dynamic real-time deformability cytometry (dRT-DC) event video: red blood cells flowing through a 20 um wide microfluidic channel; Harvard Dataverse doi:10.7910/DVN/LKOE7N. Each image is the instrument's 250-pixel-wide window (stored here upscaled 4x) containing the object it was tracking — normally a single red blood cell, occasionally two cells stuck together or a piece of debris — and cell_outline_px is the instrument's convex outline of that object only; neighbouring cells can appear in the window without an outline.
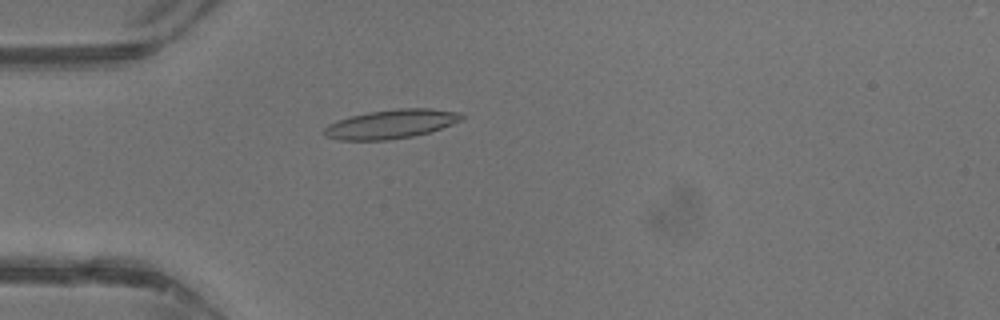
{"species": "common noctule bat (a hibernating species)", "species_latin": "Nyctalus noctula", "temperature_condition": "warm", "stored_images_in_passage": 43, "camera_frame_rate_fps": 3000, "um_per_image_px": 0.085, "animal": {"sex": "male", "body_mass_g": 13.3}, "frame": {"image": 1, "passage_image": 13, "time_ms": 4.0, "image_size_px": [1000, 320], "cell_outline_px": [[464, 120], [428, 132], [412, 136], [388, 140], [340, 140], [324, 136], [324, 128], [328, 124], [336, 120], [348, 116], [368, 112], [396, 108], [432, 108], [460, 112], [464, 116]], "centroid_in_image_um": [33.23, 10.53], "position_along_channel_um": 51.8, "area_um2": 23.41}}
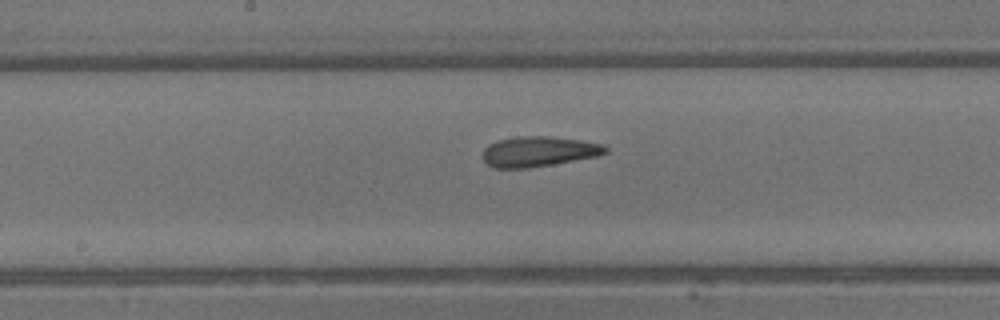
{"frame": {"image": 2, "passage_image": 23, "time_ms": 7.333, "image_size_px": [1000, 320], "cell_outline_px": [[608, 152], [596, 156], [552, 164], [528, 168], [492, 168], [480, 156], [484, 148], [488, 144], [496, 140], [516, 136], [548, 136], [580, 140], [604, 144], [608, 148]], "centroid_in_image_um": [45.73, 12.87], "position_along_channel_um": 202.5, "area_um2": 21.79}}
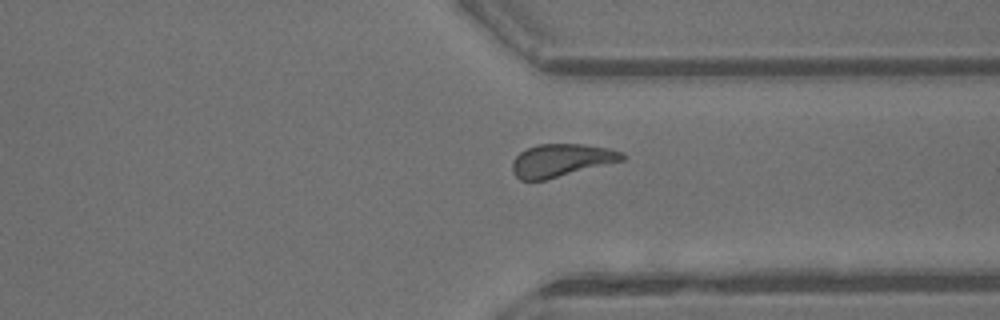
{"frame": {"image": 3, "passage_image": 33, "time_ms": 10.667, "image_size_px": [1000, 320], "cell_outline_px": [[628, 156], [624, 160], [544, 180], [520, 180], [512, 172], [512, 160], [520, 152], [536, 144], [584, 144], [608, 148], [624, 152]], "centroid_in_image_um": [47.72, 13.61], "position_along_channel_um": 363.7, "area_um2": 21.04}, "authors_computed_cell_mechanics": {"area_um2": 21.5016, "velocity_mm_per_s": 4.8423, "shape_relaxation_time_tau1_ms": 2.3794, "shape_relaxation_time_tau2_ms": 1.1981, "deformation_change_tau1": 0.1287, "deformation_change_tau2": 0.0996}}